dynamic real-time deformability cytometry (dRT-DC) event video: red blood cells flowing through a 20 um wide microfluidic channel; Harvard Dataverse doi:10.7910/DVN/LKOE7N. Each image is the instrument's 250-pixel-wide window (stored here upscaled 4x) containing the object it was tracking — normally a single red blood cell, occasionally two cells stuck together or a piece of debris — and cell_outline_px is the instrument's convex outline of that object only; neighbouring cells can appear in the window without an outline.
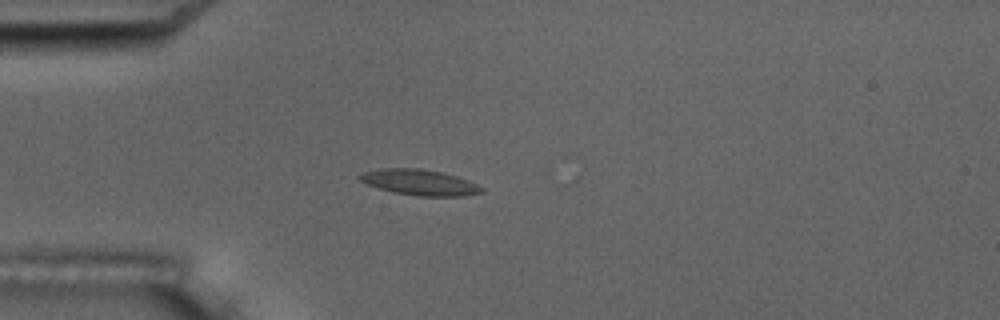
{"species": "common noctule bat (a hibernating species)", "species_latin": "Nyctalus noctula", "temperature_condition": "room temperature", "stored_images_in_passage": 5, "camera_frame_rate_fps": 3000, "um_per_image_px": 0.085, "animal": {"sex": "male", "body_mass_g": 17.5, "forearm_length_mm": 52.3}, "frame": {"image": 1, "passage_image": 5, "time_ms": 1.333, "image_size_px": [1000, 320], "cell_outline_px": [[484, 192], [464, 196], [416, 196], [392, 192], [368, 184], [360, 180], [356, 176], [364, 172], [380, 168], [420, 168], [444, 172], [468, 180], [484, 188]], "centroid_in_image_um": [35.68, 15.5], "position_along_channel_um": 49.3, "area_um2": 18.38}}